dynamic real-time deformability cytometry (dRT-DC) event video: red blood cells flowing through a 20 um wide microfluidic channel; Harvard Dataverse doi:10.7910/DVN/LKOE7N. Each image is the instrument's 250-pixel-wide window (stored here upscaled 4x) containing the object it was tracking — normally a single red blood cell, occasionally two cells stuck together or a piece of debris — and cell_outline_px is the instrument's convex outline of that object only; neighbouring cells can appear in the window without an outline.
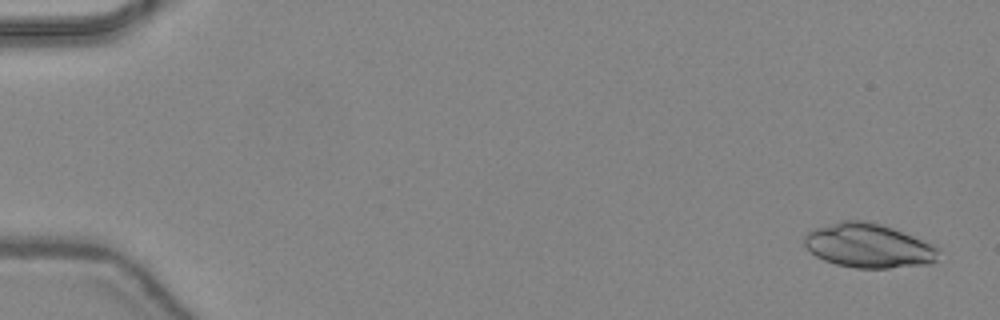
{"species": "common noctule bat (a hibernating species)", "species_latin": "Nyctalus noctula", "temperature_condition": "warm", "stored_images_in_passage": 11, "camera_frame_rate_fps": 3000, "um_per_image_px": 0.085, "animal": {"sex": "female", "body_mass_g": 24.6, "forearm_length_mm": 56.2}, "frame": {"image": 1, "passage_image": 2, "time_ms": 0.333, "image_size_px": [1000, 320], "cell_outline_px": [[940, 248], [936, 260], [932, 264], [888, 268], [856, 268], [836, 264], [824, 260], [816, 256], [804, 244], [804, 236], [812, 228], [840, 220], [864, 220], [880, 224], [892, 228], [932, 244]], "centroid_in_image_um": [73.81, 20.88], "position_along_channel_um": 11.2, "area_um2": 34.62}}